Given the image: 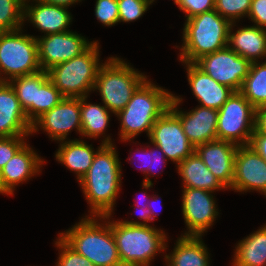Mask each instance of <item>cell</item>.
<instances>
[{"instance_id": "cell-1", "label": "cell", "mask_w": 266, "mask_h": 266, "mask_svg": "<svg viewBox=\"0 0 266 266\" xmlns=\"http://www.w3.org/2000/svg\"><path fill=\"white\" fill-rule=\"evenodd\" d=\"M94 217L109 219L121 183V167L110 137L102 141L89 171L79 181Z\"/></svg>"}, {"instance_id": "cell-2", "label": "cell", "mask_w": 266, "mask_h": 266, "mask_svg": "<svg viewBox=\"0 0 266 266\" xmlns=\"http://www.w3.org/2000/svg\"><path fill=\"white\" fill-rule=\"evenodd\" d=\"M173 94L145 80L133 93L125 108L116 115L121 119L123 141L130 140L142 131L150 136L155 121L169 108Z\"/></svg>"}, {"instance_id": "cell-3", "label": "cell", "mask_w": 266, "mask_h": 266, "mask_svg": "<svg viewBox=\"0 0 266 266\" xmlns=\"http://www.w3.org/2000/svg\"><path fill=\"white\" fill-rule=\"evenodd\" d=\"M122 266H149L157 252L166 249V235L136 221L110 222Z\"/></svg>"}, {"instance_id": "cell-4", "label": "cell", "mask_w": 266, "mask_h": 266, "mask_svg": "<svg viewBox=\"0 0 266 266\" xmlns=\"http://www.w3.org/2000/svg\"><path fill=\"white\" fill-rule=\"evenodd\" d=\"M59 235L72 249L96 266H122L110 222L100 224L94 216H87Z\"/></svg>"}, {"instance_id": "cell-5", "label": "cell", "mask_w": 266, "mask_h": 266, "mask_svg": "<svg viewBox=\"0 0 266 266\" xmlns=\"http://www.w3.org/2000/svg\"><path fill=\"white\" fill-rule=\"evenodd\" d=\"M230 26L231 22L214 9L186 19L180 60L194 63L206 54L227 47Z\"/></svg>"}, {"instance_id": "cell-6", "label": "cell", "mask_w": 266, "mask_h": 266, "mask_svg": "<svg viewBox=\"0 0 266 266\" xmlns=\"http://www.w3.org/2000/svg\"><path fill=\"white\" fill-rule=\"evenodd\" d=\"M98 44L92 42L79 56L47 70L49 79L64 97H87V93L94 89L102 65L98 59Z\"/></svg>"}, {"instance_id": "cell-7", "label": "cell", "mask_w": 266, "mask_h": 266, "mask_svg": "<svg viewBox=\"0 0 266 266\" xmlns=\"http://www.w3.org/2000/svg\"><path fill=\"white\" fill-rule=\"evenodd\" d=\"M146 79V76L124 61L111 57L102 63L94 90H99L106 108L116 115L125 108L133 93Z\"/></svg>"}, {"instance_id": "cell-8", "label": "cell", "mask_w": 266, "mask_h": 266, "mask_svg": "<svg viewBox=\"0 0 266 266\" xmlns=\"http://www.w3.org/2000/svg\"><path fill=\"white\" fill-rule=\"evenodd\" d=\"M256 108L239 92H233L218 110L217 139L237 146L250 144L255 130Z\"/></svg>"}, {"instance_id": "cell-9", "label": "cell", "mask_w": 266, "mask_h": 266, "mask_svg": "<svg viewBox=\"0 0 266 266\" xmlns=\"http://www.w3.org/2000/svg\"><path fill=\"white\" fill-rule=\"evenodd\" d=\"M21 28L0 36V72L9 75L8 82L19 76L35 74L42 69L38 60V44L34 36L20 34Z\"/></svg>"}, {"instance_id": "cell-10", "label": "cell", "mask_w": 266, "mask_h": 266, "mask_svg": "<svg viewBox=\"0 0 266 266\" xmlns=\"http://www.w3.org/2000/svg\"><path fill=\"white\" fill-rule=\"evenodd\" d=\"M194 64L216 82L231 88L234 92L240 91L251 66L249 60L228 46L200 57Z\"/></svg>"}, {"instance_id": "cell-11", "label": "cell", "mask_w": 266, "mask_h": 266, "mask_svg": "<svg viewBox=\"0 0 266 266\" xmlns=\"http://www.w3.org/2000/svg\"><path fill=\"white\" fill-rule=\"evenodd\" d=\"M149 138L157 151L177 165L195 151L183 131L180 118L170 108L155 121Z\"/></svg>"}, {"instance_id": "cell-12", "label": "cell", "mask_w": 266, "mask_h": 266, "mask_svg": "<svg viewBox=\"0 0 266 266\" xmlns=\"http://www.w3.org/2000/svg\"><path fill=\"white\" fill-rule=\"evenodd\" d=\"M36 39L39 65L44 71L79 56L92 44L71 31L48 34Z\"/></svg>"}, {"instance_id": "cell-13", "label": "cell", "mask_w": 266, "mask_h": 266, "mask_svg": "<svg viewBox=\"0 0 266 266\" xmlns=\"http://www.w3.org/2000/svg\"><path fill=\"white\" fill-rule=\"evenodd\" d=\"M211 192L184 187L182 212L189 231L183 236L201 237L218 215Z\"/></svg>"}, {"instance_id": "cell-14", "label": "cell", "mask_w": 266, "mask_h": 266, "mask_svg": "<svg viewBox=\"0 0 266 266\" xmlns=\"http://www.w3.org/2000/svg\"><path fill=\"white\" fill-rule=\"evenodd\" d=\"M40 125V126H38ZM42 127L53 140L64 141L73 128L81 134L80 98L64 97L50 111L38 117L31 127V133Z\"/></svg>"}, {"instance_id": "cell-15", "label": "cell", "mask_w": 266, "mask_h": 266, "mask_svg": "<svg viewBox=\"0 0 266 266\" xmlns=\"http://www.w3.org/2000/svg\"><path fill=\"white\" fill-rule=\"evenodd\" d=\"M231 189L256 190L266 196V161L250 146H238Z\"/></svg>"}, {"instance_id": "cell-16", "label": "cell", "mask_w": 266, "mask_h": 266, "mask_svg": "<svg viewBox=\"0 0 266 266\" xmlns=\"http://www.w3.org/2000/svg\"><path fill=\"white\" fill-rule=\"evenodd\" d=\"M181 101V98L173 95L169 108L180 118L183 131L189 142L196 147L216 140L218 110L200 106L186 114L177 109V105Z\"/></svg>"}, {"instance_id": "cell-17", "label": "cell", "mask_w": 266, "mask_h": 266, "mask_svg": "<svg viewBox=\"0 0 266 266\" xmlns=\"http://www.w3.org/2000/svg\"><path fill=\"white\" fill-rule=\"evenodd\" d=\"M238 146L223 140H213L195 147V152L226 188H231L234 160Z\"/></svg>"}, {"instance_id": "cell-18", "label": "cell", "mask_w": 266, "mask_h": 266, "mask_svg": "<svg viewBox=\"0 0 266 266\" xmlns=\"http://www.w3.org/2000/svg\"><path fill=\"white\" fill-rule=\"evenodd\" d=\"M32 124L9 82L0 84V137L28 136Z\"/></svg>"}, {"instance_id": "cell-19", "label": "cell", "mask_w": 266, "mask_h": 266, "mask_svg": "<svg viewBox=\"0 0 266 266\" xmlns=\"http://www.w3.org/2000/svg\"><path fill=\"white\" fill-rule=\"evenodd\" d=\"M183 63L187 65L188 82L193 94L201 103L200 106L219 110L234 91L216 82L194 63Z\"/></svg>"}, {"instance_id": "cell-20", "label": "cell", "mask_w": 266, "mask_h": 266, "mask_svg": "<svg viewBox=\"0 0 266 266\" xmlns=\"http://www.w3.org/2000/svg\"><path fill=\"white\" fill-rule=\"evenodd\" d=\"M35 6L24 4V21L30 19L31 23L39 30L48 34L62 33L69 31L67 26L72 20L68 7L53 5L36 0ZM27 4V5H26Z\"/></svg>"}, {"instance_id": "cell-21", "label": "cell", "mask_w": 266, "mask_h": 266, "mask_svg": "<svg viewBox=\"0 0 266 266\" xmlns=\"http://www.w3.org/2000/svg\"><path fill=\"white\" fill-rule=\"evenodd\" d=\"M42 159L25 144L0 170L5 189L13 194V188L40 171Z\"/></svg>"}, {"instance_id": "cell-22", "label": "cell", "mask_w": 266, "mask_h": 266, "mask_svg": "<svg viewBox=\"0 0 266 266\" xmlns=\"http://www.w3.org/2000/svg\"><path fill=\"white\" fill-rule=\"evenodd\" d=\"M233 24L231 23L229 29L228 47L251 63L258 62L259 57L265 58L266 29L254 25L240 28L232 34Z\"/></svg>"}, {"instance_id": "cell-23", "label": "cell", "mask_w": 266, "mask_h": 266, "mask_svg": "<svg viewBox=\"0 0 266 266\" xmlns=\"http://www.w3.org/2000/svg\"><path fill=\"white\" fill-rule=\"evenodd\" d=\"M177 167L184 187L203 189L209 192L225 188L195 151L180 162Z\"/></svg>"}, {"instance_id": "cell-24", "label": "cell", "mask_w": 266, "mask_h": 266, "mask_svg": "<svg viewBox=\"0 0 266 266\" xmlns=\"http://www.w3.org/2000/svg\"><path fill=\"white\" fill-rule=\"evenodd\" d=\"M201 237L181 236L172 255H165L168 266H209L207 248Z\"/></svg>"}, {"instance_id": "cell-25", "label": "cell", "mask_w": 266, "mask_h": 266, "mask_svg": "<svg viewBox=\"0 0 266 266\" xmlns=\"http://www.w3.org/2000/svg\"><path fill=\"white\" fill-rule=\"evenodd\" d=\"M55 155L59 162L76 172L80 181L89 171L96 151L82 140H71L63 141Z\"/></svg>"}, {"instance_id": "cell-26", "label": "cell", "mask_w": 266, "mask_h": 266, "mask_svg": "<svg viewBox=\"0 0 266 266\" xmlns=\"http://www.w3.org/2000/svg\"><path fill=\"white\" fill-rule=\"evenodd\" d=\"M48 78L47 71L41 70L35 74L19 76L8 81L13 87L20 106L31 124L36 120L37 89Z\"/></svg>"}, {"instance_id": "cell-27", "label": "cell", "mask_w": 266, "mask_h": 266, "mask_svg": "<svg viewBox=\"0 0 266 266\" xmlns=\"http://www.w3.org/2000/svg\"><path fill=\"white\" fill-rule=\"evenodd\" d=\"M233 266H266V225L238 243Z\"/></svg>"}, {"instance_id": "cell-28", "label": "cell", "mask_w": 266, "mask_h": 266, "mask_svg": "<svg viewBox=\"0 0 266 266\" xmlns=\"http://www.w3.org/2000/svg\"><path fill=\"white\" fill-rule=\"evenodd\" d=\"M86 98H80L81 135L96 138L103 134L109 123V110L106 106L87 104Z\"/></svg>"}, {"instance_id": "cell-29", "label": "cell", "mask_w": 266, "mask_h": 266, "mask_svg": "<svg viewBox=\"0 0 266 266\" xmlns=\"http://www.w3.org/2000/svg\"><path fill=\"white\" fill-rule=\"evenodd\" d=\"M256 109L266 106V61L252 62L239 91Z\"/></svg>"}, {"instance_id": "cell-30", "label": "cell", "mask_w": 266, "mask_h": 266, "mask_svg": "<svg viewBox=\"0 0 266 266\" xmlns=\"http://www.w3.org/2000/svg\"><path fill=\"white\" fill-rule=\"evenodd\" d=\"M24 4L20 0H0V23L8 30L21 28Z\"/></svg>"}, {"instance_id": "cell-31", "label": "cell", "mask_w": 266, "mask_h": 266, "mask_svg": "<svg viewBox=\"0 0 266 266\" xmlns=\"http://www.w3.org/2000/svg\"><path fill=\"white\" fill-rule=\"evenodd\" d=\"M64 96L53 85L48 78L39 89H37L36 96V119L43 113L50 111L53 107L58 105Z\"/></svg>"}, {"instance_id": "cell-32", "label": "cell", "mask_w": 266, "mask_h": 266, "mask_svg": "<svg viewBox=\"0 0 266 266\" xmlns=\"http://www.w3.org/2000/svg\"><path fill=\"white\" fill-rule=\"evenodd\" d=\"M252 0H215L214 10L231 23L249 14Z\"/></svg>"}, {"instance_id": "cell-33", "label": "cell", "mask_w": 266, "mask_h": 266, "mask_svg": "<svg viewBox=\"0 0 266 266\" xmlns=\"http://www.w3.org/2000/svg\"><path fill=\"white\" fill-rule=\"evenodd\" d=\"M154 0H117L119 22H129L140 18Z\"/></svg>"}, {"instance_id": "cell-34", "label": "cell", "mask_w": 266, "mask_h": 266, "mask_svg": "<svg viewBox=\"0 0 266 266\" xmlns=\"http://www.w3.org/2000/svg\"><path fill=\"white\" fill-rule=\"evenodd\" d=\"M60 248L61 254L57 266H96L72 249L60 236L55 243Z\"/></svg>"}, {"instance_id": "cell-35", "label": "cell", "mask_w": 266, "mask_h": 266, "mask_svg": "<svg viewBox=\"0 0 266 266\" xmlns=\"http://www.w3.org/2000/svg\"><path fill=\"white\" fill-rule=\"evenodd\" d=\"M95 15L106 26H113L118 23L119 8L117 0H97Z\"/></svg>"}, {"instance_id": "cell-36", "label": "cell", "mask_w": 266, "mask_h": 266, "mask_svg": "<svg viewBox=\"0 0 266 266\" xmlns=\"http://www.w3.org/2000/svg\"><path fill=\"white\" fill-rule=\"evenodd\" d=\"M23 137H0V170L25 145Z\"/></svg>"}, {"instance_id": "cell-37", "label": "cell", "mask_w": 266, "mask_h": 266, "mask_svg": "<svg viewBox=\"0 0 266 266\" xmlns=\"http://www.w3.org/2000/svg\"><path fill=\"white\" fill-rule=\"evenodd\" d=\"M187 14V19L214 9L215 0H179L176 4Z\"/></svg>"}, {"instance_id": "cell-38", "label": "cell", "mask_w": 266, "mask_h": 266, "mask_svg": "<svg viewBox=\"0 0 266 266\" xmlns=\"http://www.w3.org/2000/svg\"><path fill=\"white\" fill-rule=\"evenodd\" d=\"M248 17L257 27L266 29V0H252Z\"/></svg>"}, {"instance_id": "cell-39", "label": "cell", "mask_w": 266, "mask_h": 266, "mask_svg": "<svg viewBox=\"0 0 266 266\" xmlns=\"http://www.w3.org/2000/svg\"><path fill=\"white\" fill-rule=\"evenodd\" d=\"M249 145L266 161V134L255 129Z\"/></svg>"}, {"instance_id": "cell-40", "label": "cell", "mask_w": 266, "mask_h": 266, "mask_svg": "<svg viewBox=\"0 0 266 266\" xmlns=\"http://www.w3.org/2000/svg\"><path fill=\"white\" fill-rule=\"evenodd\" d=\"M141 156V155H138V157ZM164 154H160V152H157L155 150H150V153H148L145 149V152L142 154L141 157L144 158V164L148 165V167H146L145 165V168L142 169V171L146 174H149L150 171H152V168L155 166V164H158V163H161L162 160L165 161L167 160L166 158H164ZM161 158H164V159H161ZM149 159V160H148ZM153 166V167H152ZM153 172V171H152Z\"/></svg>"}, {"instance_id": "cell-41", "label": "cell", "mask_w": 266, "mask_h": 266, "mask_svg": "<svg viewBox=\"0 0 266 266\" xmlns=\"http://www.w3.org/2000/svg\"><path fill=\"white\" fill-rule=\"evenodd\" d=\"M255 129L259 133L266 134V106L256 109Z\"/></svg>"}, {"instance_id": "cell-42", "label": "cell", "mask_w": 266, "mask_h": 266, "mask_svg": "<svg viewBox=\"0 0 266 266\" xmlns=\"http://www.w3.org/2000/svg\"><path fill=\"white\" fill-rule=\"evenodd\" d=\"M39 1L47 3V4L69 7L71 4H75V2L80 1V0H39Z\"/></svg>"}, {"instance_id": "cell-43", "label": "cell", "mask_w": 266, "mask_h": 266, "mask_svg": "<svg viewBox=\"0 0 266 266\" xmlns=\"http://www.w3.org/2000/svg\"><path fill=\"white\" fill-rule=\"evenodd\" d=\"M152 198H153V200H154L155 202L158 201V199L155 198L154 196H153ZM147 207H148V212H147V214L142 218L144 222L152 221V220H154V218H155V216H156V213H155V215H154V211H155V209H154V208H151V206H149V205H148ZM153 209H154V210H153Z\"/></svg>"}, {"instance_id": "cell-44", "label": "cell", "mask_w": 266, "mask_h": 266, "mask_svg": "<svg viewBox=\"0 0 266 266\" xmlns=\"http://www.w3.org/2000/svg\"><path fill=\"white\" fill-rule=\"evenodd\" d=\"M145 198H147L146 195H144V198L143 199L145 200ZM143 205H145V206H143ZM139 206H138L140 208L139 218L142 219L147 214V212H148V207H147L148 205L147 204H142V205H139Z\"/></svg>"}, {"instance_id": "cell-45", "label": "cell", "mask_w": 266, "mask_h": 266, "mask_svg": "<svg viewBox=\"0 0 266 266\" xmlns=\"http://www.w3.org/2000/svg\"><path fill=\"white\" fill-rule=\"evenodd\" d=\"M0 193H4V194H10L6 189L5 187L3 186V183H2V180H1V175H0Z\"/></svg>"}, {"instance_id": "cell-46", "label": "cell", "mask_w": 266, "mask_h": 266, "mask_svg": "<svg viewBox=\"0 0 266 266\" xmlns=\"http://www.w3.org/2000/svg\"><path fill=\"white\" fill-rule=\"evenodd\" d=\"M8 30L0 23V36L5 34Z\"/></svg>"}, {"instance_id": "cell-47", "label": "cell", "mask_w": 266, "mask_h": 266, "mask_svg": "<svg viewBox=\"0 0 266 266\" xmlns=\"http://www.w3.org/2000/svg\"><path fill=\"white\" fill-rule=\"evenodd\" d=\"M1 77V76H0ZM2 82H6V80H5V77L4 78H0V84L2 83Z\"/></svg>"}, {"instance_id": "cell-48", "label": "cell", "mask_w": 266, "mask_h": 266, "mask_svg": "<svg viewBox=\"0 0 266 266\" xmlns=\"http://www.w3.org/2000/svg\"><path fill=\"white\" fill-rule=\"evenodd\" d=\"M23 4H25L26 0H20ZM33 1H36V0H33Z\"/></svg>"}]
</instances>
